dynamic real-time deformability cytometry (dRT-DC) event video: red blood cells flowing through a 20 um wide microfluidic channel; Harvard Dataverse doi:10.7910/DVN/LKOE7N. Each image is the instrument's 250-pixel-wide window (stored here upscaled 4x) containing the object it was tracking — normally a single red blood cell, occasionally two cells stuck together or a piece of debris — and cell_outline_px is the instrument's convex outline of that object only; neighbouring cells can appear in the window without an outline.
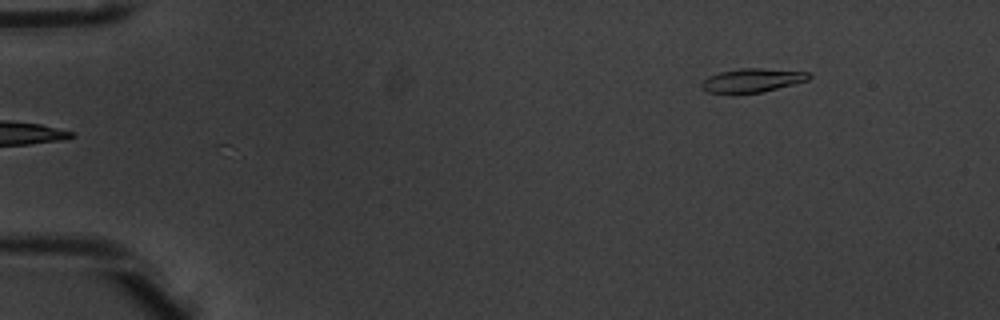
{"species": "common noctule bat (a hibernating species)", "species_latin": "Nyctalus noctula", "temperature_condition": "warm", "stored_images_in_passage": 6, "camera_frame_rate_fps": 3000, "um_per_image_px": 0.085, "animal": {"sex": "male", "body_mass_g": 20.1, "forearm_length_mm": 53.5}, "frame": {"image": 1, "passage_image": 6, "time_ms": 1.667, "image_size_px": [1000, 320], "cell_outline_px": [[812, 76], [808, 80], [760, 92], [732, 96], [708, 92], [700, 88], [700, 84], [708, 76], [720, 72], [740, 68], [764, 68], [808, 72]], "centroid_in_image_um": [63.85, 6.86], "position_along_channel_um": 21.2, "area_um2": 15.26}}